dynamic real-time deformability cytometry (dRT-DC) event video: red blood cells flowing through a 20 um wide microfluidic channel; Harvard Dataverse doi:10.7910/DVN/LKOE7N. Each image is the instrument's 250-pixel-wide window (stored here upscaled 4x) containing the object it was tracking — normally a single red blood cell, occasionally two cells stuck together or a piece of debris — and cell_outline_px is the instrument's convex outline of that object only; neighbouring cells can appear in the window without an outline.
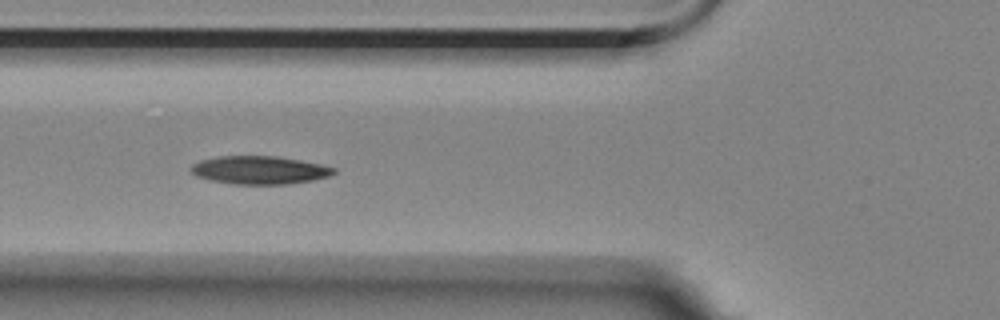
{"species": "Egyptian fruit bat (a non-hibernating species)", "species_latin": "Rousettus aegyptiacus", "temperature_condition": "room temperature", "stored_images_in_passage": 5, "camera_frame_rate_fps": 3000, "um_per_image_px": 0.085, "animal": {"sex": "female"}, "frame": {"image": 1, "passage_image": 2, "time_ms": 1.0, "image_size_px": [1000, 320], "cell_outline_px": [[336, 172], [332, 176], [312, 180], [288, 184], [232, 184], [212, 180], [196, 176], [188, 168], [192, 164], [200, 160], [216, 156], [276, 156], [300, 160], [320, 164], [336, 168]], "centroid_in_image_um": [22.06, 14.45], "position_along_channel_um": 103.7, "area_um2": 23.52}}
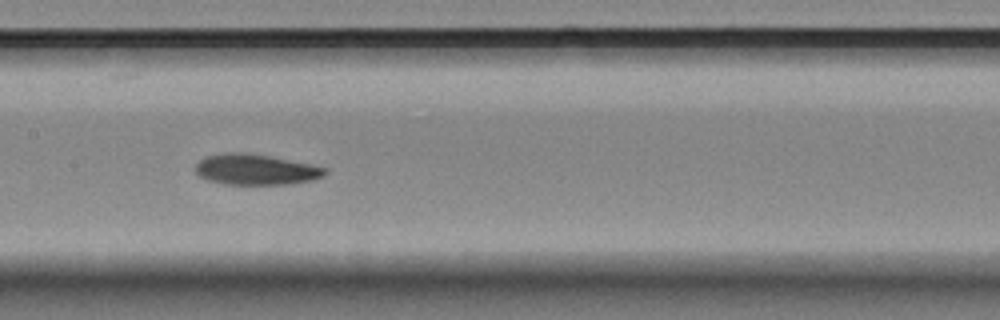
{"frame": {"image": 2, "passage_image": 4, "time_ms": 3.333, "image_size_px": [1000, 320], "cell_outline_px": [[328, 172], [324, 176], [312, 180], [288, 184], [224, 184], [204, 180], [196, 172], [196, 164], [204, 156], [228, 152], [240, 152], [268, 156], [312, 164], [328, 168]], "centroid_in_image_um": [21.74, 14.41], "position_along_channel_um": 185.7, "area_um2": 23.24}}
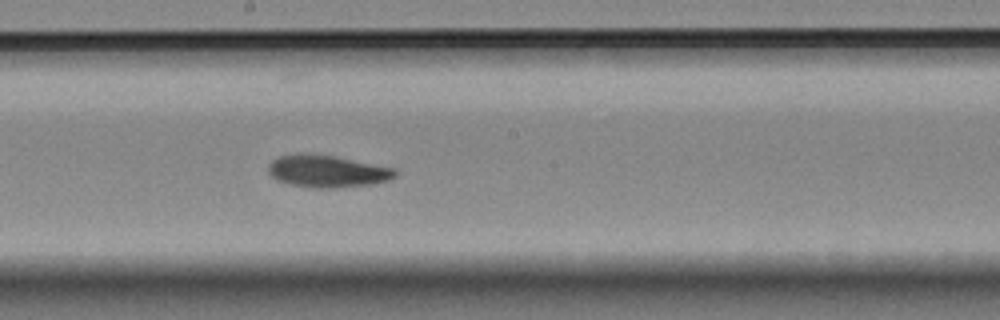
{"frame": {"image": 3, "passage_image": 5, "time_ms": 4.333, "image_size_px": [1000, 320], "cell_outline_px": [[400, 172], [396, 176], [388, 180], [372, 184], [336, 188], [312, 188], [288, 184], [276, 180], [268, 172], [268, 164], [272, 160], [280, 156], [336, 156], [396, 168]], "centroid_in_image_um": [27.89, 14.6], "position_along_channel_um": 220.3, "area_um2": 23.47}}